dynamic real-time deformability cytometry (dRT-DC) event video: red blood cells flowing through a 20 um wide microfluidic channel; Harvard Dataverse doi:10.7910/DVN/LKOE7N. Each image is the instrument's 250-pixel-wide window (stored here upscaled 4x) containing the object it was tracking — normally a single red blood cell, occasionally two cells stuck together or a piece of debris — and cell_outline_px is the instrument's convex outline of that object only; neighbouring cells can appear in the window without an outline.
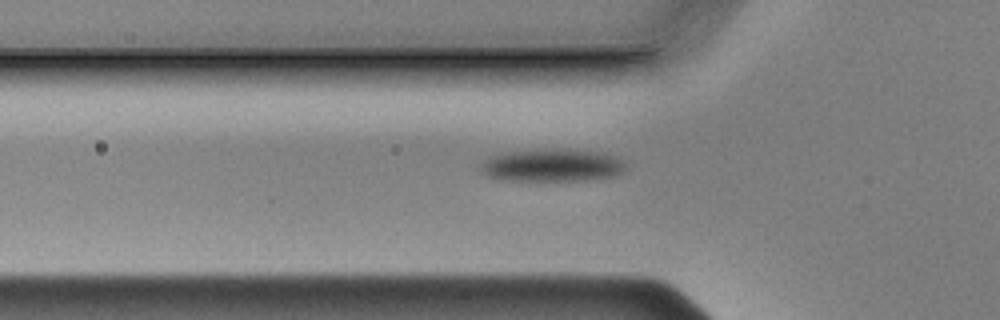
{"species": "Egyptian fruit bat (a non-hibernating species)", "species_latin": "Rousettus aegyptiacus", "temperature_condition": "cold", "stored_images_in_passage": 40, "camera_frame_rate_fps": 3000, "um_per_image_px": 0.085, "animal": {"sex": "male"}, "frame": {"image": 1, "passage_image": 10, "time_ms": 3.0, "image_size_px": [1000, 320], "cell_outline_px": [[624, 168], [620, 172], [612, 176], [580, 180], [504, 180], [488, 176], [480, 172], [480, 164], [488, 156], [512, 152], [604, 152], [616, 156], [624, 160]], "centroid_in_image_um": [46.88, 14.1], "position_along_channel_um": 78.9, "area_um2": 26.13}}
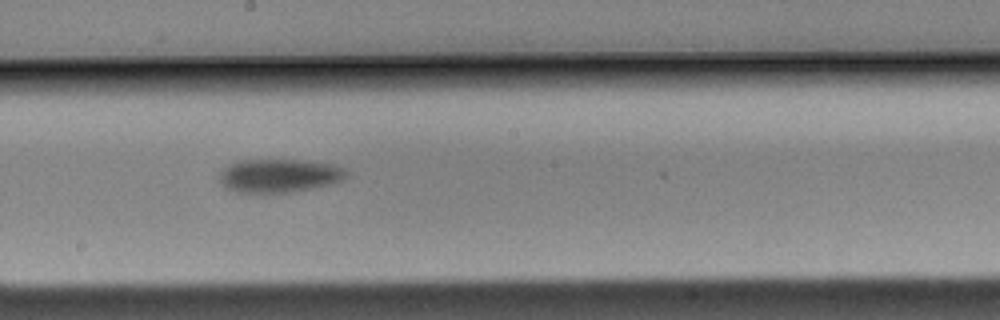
{"frame": {"image": 2, "passage_image": 22, "time_ms": 7.0, "image_size_px": [1000, 320], "cell_outline_px": [[348, 176], [340, 180], [328, 184], [288, 192], [236, 192], [224, 188], [220, 180], [220, 172], [224, 168], [240, 160], [300, 160], [332, 164], [344, 168], [348, 172]], "centroid_in_image_um": [23.71, 14.92], "position_along_channel_um": 224.5, "area_um2": 24.33}}
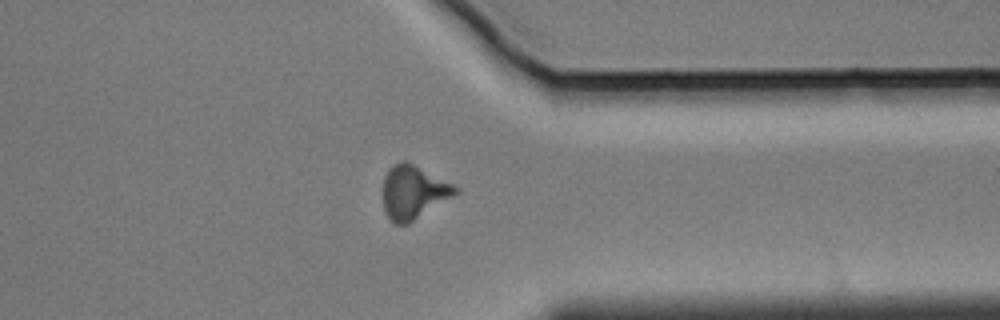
{"frame": {"image": 3, "passage_image": 35, "time_ms": 11.333, "image_size_px": [1000, 320], "cell_outline_px": [[460, 192], [408, 224], [396, 224], [384, 212], [380, 192], [384, 176], [388, 168], [392, 164], [400, 160], [408, 160], [460, 188]], "centroid_in_image_um": [35.09, 16.3], "position_along_channel_um": 376.3, "area_um2": 23.24}}